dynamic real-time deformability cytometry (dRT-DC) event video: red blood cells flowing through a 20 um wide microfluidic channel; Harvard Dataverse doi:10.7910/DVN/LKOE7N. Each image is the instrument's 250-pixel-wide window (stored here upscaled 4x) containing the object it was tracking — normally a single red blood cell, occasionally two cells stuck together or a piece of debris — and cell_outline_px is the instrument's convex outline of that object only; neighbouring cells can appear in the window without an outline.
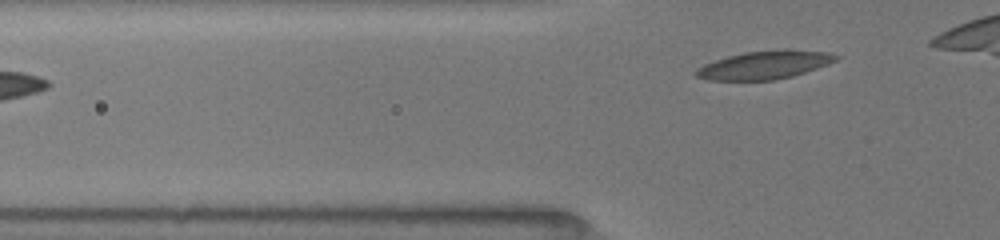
{"species": "common noctule bat (a hibernating species)", "species_latin": "Nyctalus noctula", "temperature_condition": "room temperature", "stored_images_in_passage": 7, "segment_of_instrument_passage": [2, 2], "camera_frame_rate_fps": 3000, "um_per_image_px": 0.085, "animal": {"sex": "female", "body_mass_g": 19.5, "forearm_length_mm": 54.1}, "frame": {"image": 1, "passage_image": 7, "time_ms": 3.0, "image_size_px": [1000, 240], "cell_outline_px": [[840, 56], [836, 60], [828, 64], [792, 76], [772, 80], [708, 80], [696, 76], [692, 72], [696, 68], [704, 64], [728, 56], [744, 52], [784, 48], [788, 48], [828, 52]], "centroid_in_image_um": [64.98, 5.5], "position_along_channel_um": 60.8, "area_um2": 23.18}}